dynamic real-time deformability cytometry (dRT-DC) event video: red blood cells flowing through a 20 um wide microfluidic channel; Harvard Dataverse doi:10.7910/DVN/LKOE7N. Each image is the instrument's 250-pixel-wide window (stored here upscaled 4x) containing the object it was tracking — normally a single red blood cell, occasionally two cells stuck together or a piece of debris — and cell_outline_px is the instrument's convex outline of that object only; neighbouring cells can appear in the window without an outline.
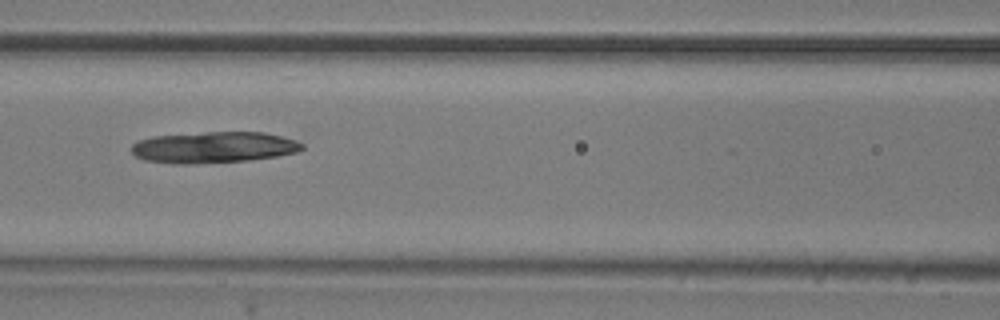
{"species": "common noctule bat (a hibernating species)", "species_latin": "Nyctalus noctula", "temperature_condition": "room temperature", "stored_images_in_passage": 9, "camera_frame_rate_fps": 3000, "um_per_image_px": 0.085, "animal": {"sex": "male", "body_mass_g": 20.5, "forearm_length_mm": 52.5}, "frame": {"image": 1, "passage_image": 6, "time_ms": 1.667, "image_size_px": [1000, 320], "cell_outline_px": [[304, 148], [296, 152], [276, 156], [248, 160], [196, 164], [176, 164], [144, 160], [136, 156], [132, 152], [132, 144], [140, 140], [152, 136], [204, 132], [264, 132], [296, 140], [304, 144]], "centroid_in_image_um": [18.15, 12.52], "position_along_channel_um": 148.4, "area_um2": 31.1}}
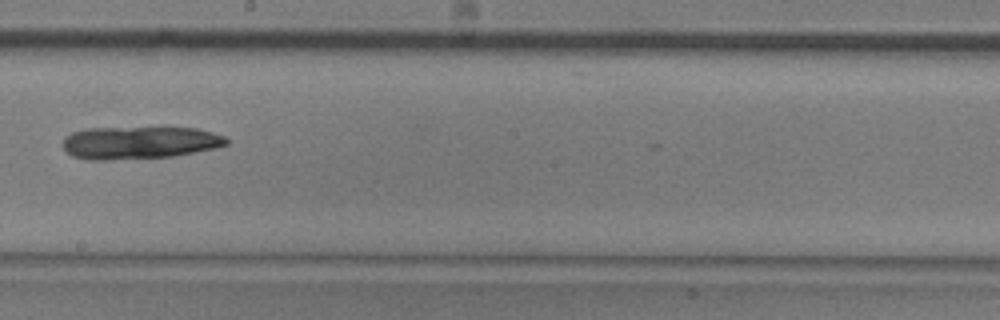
{"frame": {"image": 2, "passage_image": 8, "time_ms": 2.333, "image_size_px": [1000, 320], "cell_outline_px": [[228, 144], [216, 148], [172, 156], [104, 160], [88, 160], [72, 156], [64, 152], [64, 136], [72, 132], [88, 128], [164, 124], [196, 128], [212, 132], [224, 136], [228, 140]], "centroid_in_image_um": [11.86, 12.06], "position_along_channel_um": 236.3, "area_um2": 32.54}}
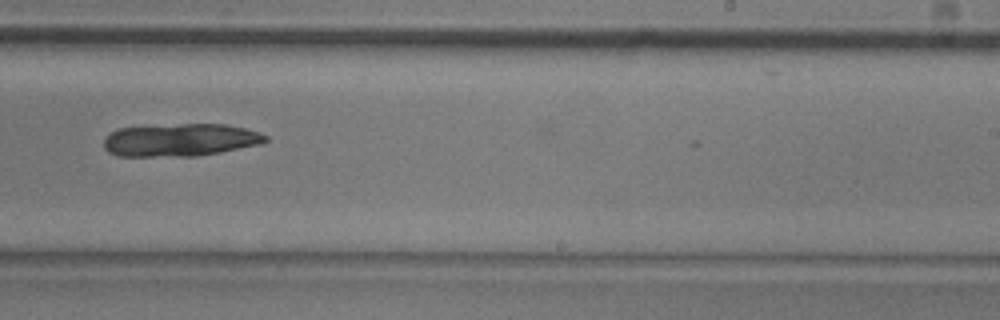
{"frame": {"image": 3, "passage_image": 9, "time_ms": 2.667, "image_size_px": [1000, 320], "cell_outline_px": [[268, 140], [260, 144], [220, 152], [196, 156], [116, 156], [108, 152], [104, 148], [104, 136], [120, 128], [180, 124], [224, 124], [244, 128], [260, 132], [268, 136]], "centroid_in_image_um": [15.32, 11.9], "position_along_channel_um": 273.7, "area_um2": 30.81}}